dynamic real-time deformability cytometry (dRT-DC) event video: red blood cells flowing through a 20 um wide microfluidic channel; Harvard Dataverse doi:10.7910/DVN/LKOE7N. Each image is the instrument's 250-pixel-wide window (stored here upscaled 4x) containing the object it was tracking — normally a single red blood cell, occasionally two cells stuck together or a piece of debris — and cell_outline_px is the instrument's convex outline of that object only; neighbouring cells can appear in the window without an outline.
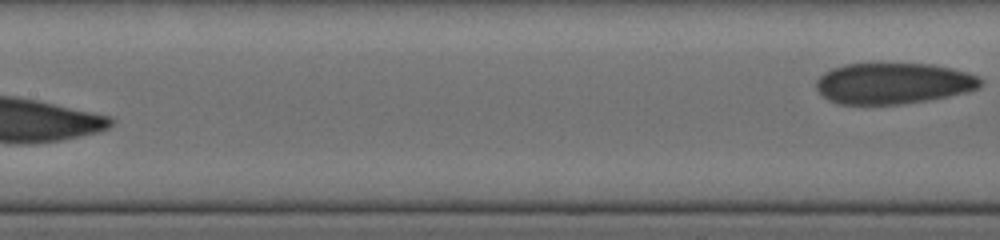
{"species": "human", "species_latin": "Homo sapiens", "temperature_condition": "cold", "stored_images_in_passage": 9, "segment_of_instrument_passage": [2, 2], "camera_frame_rate_fps": 3000, "um_per_image_px": 0.085, "donor": {"sex": "female"}, "frame": {"image": 1, "passage_image": 9, "time_ms": 6.0, "image_size_px": [1000, 240], "cell_outline_px": [[984, 80], [976, 88], [968, 92], [948, 96], [900, 104], [840, 104], [828, 100], [816, 88], [816, 80], [824, 72], [832, 68], [844, 64], [932, 64], [952, 68], [980, 76]], "centroid_in_image_um": [75.93, 7.08], "position_along_channel_um": 131.5, "area_um2": 39.19}}